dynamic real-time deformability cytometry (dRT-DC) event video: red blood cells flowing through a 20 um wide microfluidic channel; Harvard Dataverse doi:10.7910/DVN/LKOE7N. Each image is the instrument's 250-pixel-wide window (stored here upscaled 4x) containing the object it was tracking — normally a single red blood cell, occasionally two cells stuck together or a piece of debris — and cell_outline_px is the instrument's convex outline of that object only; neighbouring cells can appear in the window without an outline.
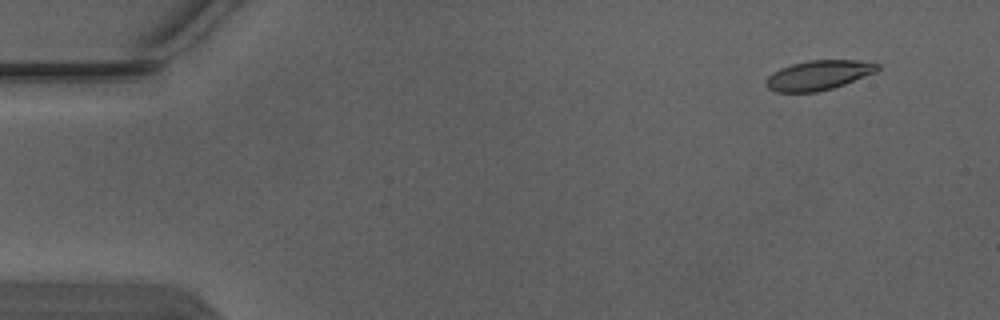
{"species": "Egyptian fruit bat (a non-hibernating species)", "species_latin": "Rousettus aegyptiacus", "temperature_condition": "warm", "stored_images_in_passage": 5, "camera_frame_rate_fps": 3000, "um_per_image_px": 0.085, "animal": {"sex": "male"}, "frame": {"image": 1, "passage_image": 2, "time_ms": 0.333, "image_size_px": [1000, 320], "cell_outline_px": [[880, 68], [876, 72], [844, 84], [832, 88], [816, 92], [776, 92], [768, 88], [764, 84], [764, 80], [772, 72], [780, 68], [792, 64], [808, 60], [876, 60], [880, 64]], "centroid_in_image_um": [69.6, 6.37], "position_along_channel_um": 15.4, "area_um2": 19.59}}
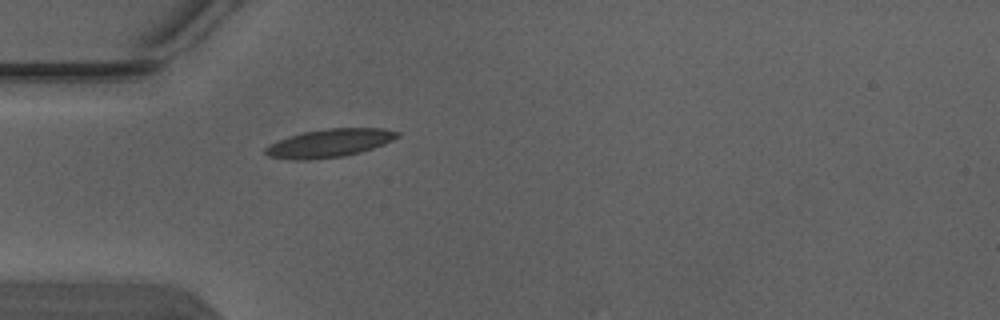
{"frame": {"image": 2, "passage_image": 5, "time_ms": 1.333, "image_size_px": [1000, 320], "cell_outline_px": [[400, 136], [384, 144], [360, 152], [344, 156], [308, 160], [304, 160], [268, 156], [264, 152], [264, 148], [268, 144], [288, 136], [304, 132], [328, 128], [384, 128], [400, 132]], "centroid_in_image_um": [28.01, 12.15], "position_along_channel_um": 57.0, "area_um2": 21.62}}